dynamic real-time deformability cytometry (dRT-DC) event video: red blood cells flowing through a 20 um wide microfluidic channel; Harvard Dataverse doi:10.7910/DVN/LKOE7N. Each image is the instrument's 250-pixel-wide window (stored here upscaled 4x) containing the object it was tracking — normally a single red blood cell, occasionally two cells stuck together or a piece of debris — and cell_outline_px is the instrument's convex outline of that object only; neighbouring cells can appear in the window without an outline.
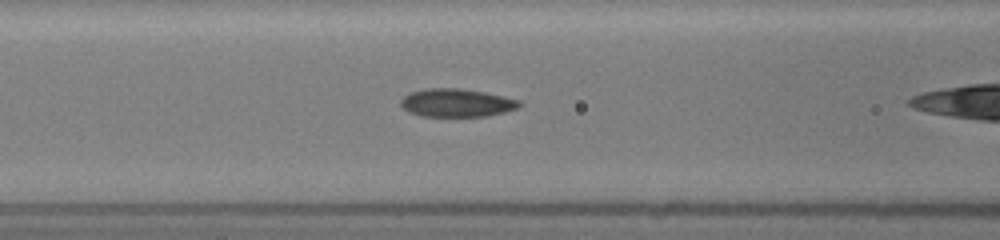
{"species": "common noctule bat (a hibernating species)", "species_latin": "Nyctalus noctula", "temperature_condition": "room temperature", "stored_images_in_passage": 10, "camera_frame_rate_fps": 3000, "um_per_image_px": 0.085, "animal": {"sex": "female", "body_mass_g": 19.5, "forearm_length_mm": 54.1}, "frame": {"image": 1, "passage_image": 7, "time_ms": 1.667, "image_size_px": [1000, 240], "cell_outline_px": [[524, 104], [520, 108], [488, 116], [420, 116], [408, 112], [400, 104], [400, 100], [404, 96], [412, 92], [424, 88], [460, 88], [484, 92], [520, 100]], "centroid_in_image_um": [38.84, 8.74], "position_along_channel_um": 127.8, "area_um2": 19.59}}